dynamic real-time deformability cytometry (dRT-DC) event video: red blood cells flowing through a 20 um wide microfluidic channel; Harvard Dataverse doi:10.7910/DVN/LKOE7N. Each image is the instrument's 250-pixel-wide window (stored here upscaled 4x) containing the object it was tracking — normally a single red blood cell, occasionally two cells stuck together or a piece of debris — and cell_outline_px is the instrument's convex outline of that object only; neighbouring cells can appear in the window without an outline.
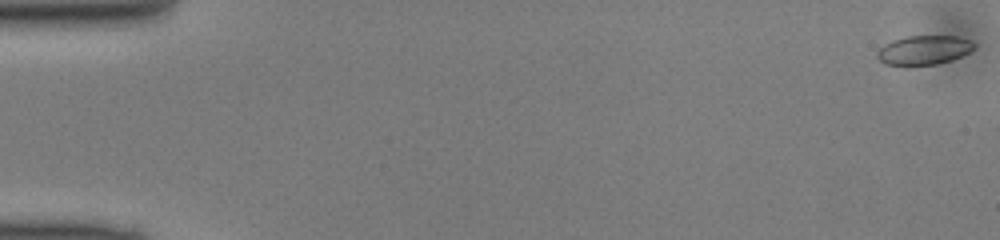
{"species": "common noctule bat (a hibernating species)", "species_latin": "Nyctalus noctula", "temperature_condition": "cold", "stored_images_in_passage": 50, "camera_frame_rate_fps": 3000, "um_per_image_px": 0.085, "animal": {"sex": "male", "body_mass_g": 13.0, "forearm_length_mm": 53.1}, "frame": {"image": 1, "passage_image": 1, "time_ms": 0.0, "image_size_px": [1000, 240], "cell_outline_px": [[976, 48], [952, 60], [936, 64], [908, 68], [904, 68], [884, 64], [876, 56], [876, 52], [884, 44], [892, 40], [908, 36], [956, 36], [972, 40], [976, 44]], "centroid_in_image_um": [78.49, 4.3], "position_along_channel_um": 6.5, "area_um2": 17.17}}
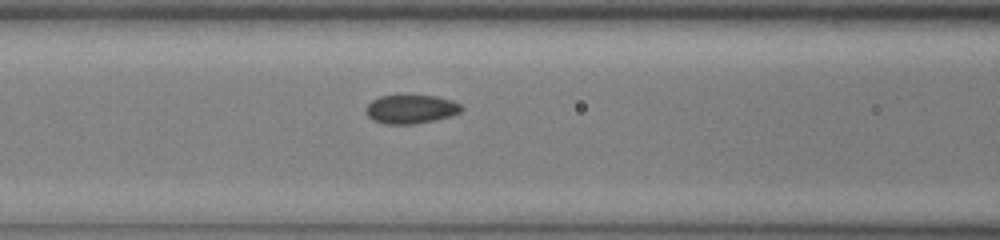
{"frame": {"image": 2, "passage_image": 21, "time_ms": 6.667, "image_size_px": [1000, 240], "cell_outline_px": [[464, 108], [460, 112], [452, 116], [436, 120], [416, 124], [384, 124], [372, 120], [364, 112], [368, 104], [372, 100], [380, 96], [436, 96], [452, 100], [460, 104]], "centroid_in_image_um": [34.93, 9.29], "position_along_channel_um": 131.7, "area_um2": 16.13}}
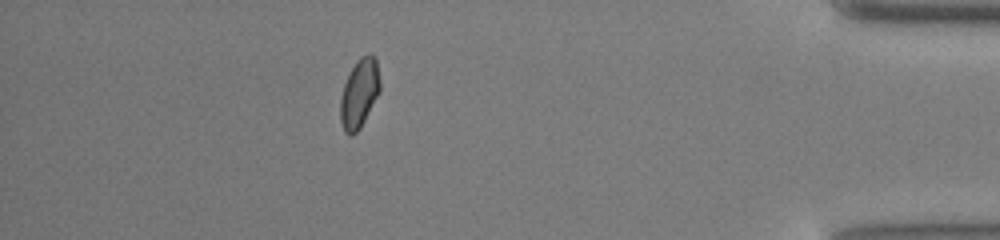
{"frame": {"image": 3, "passage_image": 44, "time_ms": 14.333, "image_size_px": [1000, 240], "cell_outline_px": [[380, 92], [360, 128], [352, 136], [348, 136], [344, 132], [340, 120], [340, 100], [344, 84], [356, 60], [360, 56], [368, 52], [372, 52], [376, 56], [380, 80]], "centroid_in_image_um": [30.56, 7.91], "position_along_channel_um": 404.6, "area_um2": 16.24}}